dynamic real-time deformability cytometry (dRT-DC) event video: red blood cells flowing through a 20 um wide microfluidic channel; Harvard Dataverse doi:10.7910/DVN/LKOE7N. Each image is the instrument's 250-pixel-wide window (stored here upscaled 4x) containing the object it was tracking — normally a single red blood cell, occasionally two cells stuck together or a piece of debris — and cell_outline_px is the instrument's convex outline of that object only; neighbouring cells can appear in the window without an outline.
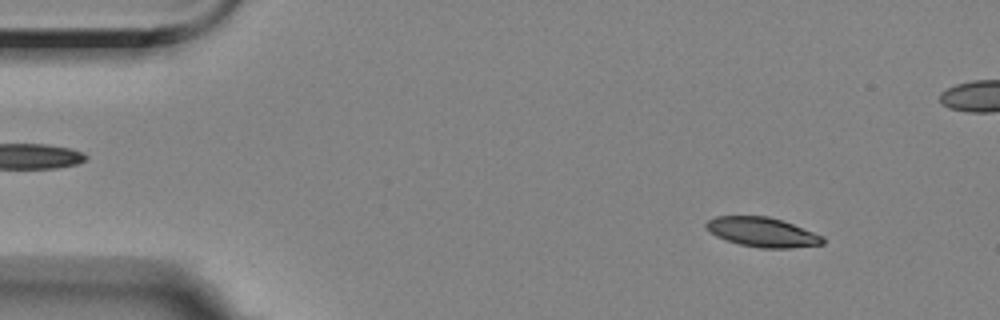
{"species": "Egyptian fruit bat (a non-hibernating species)", "species_latin": "Rousettus aegyptiacus", "temperature_condition": "room temperature", "stored_images_in_passage": 57, "camera_frame_rate_fps": 3000, "um_per_image_px": 0.085, "animal": {"sex": "female"}, "frame": {"image": 1, "passage_image": 6, "time_ms": 1.667, "image_size_px": [1000, 320], "cell_outline_px": [[824, 244], [792, 248], [760, 248], [740, 244], [716, 236], [708, 232], [704, 224], [708, 220], [716, 216], [768, 216], [792, 224], [824, 236]], "centroid_in_image_um": [64.78, 19.73], "position_along_channel_um": 20.2, "area_um2": 20.0}}
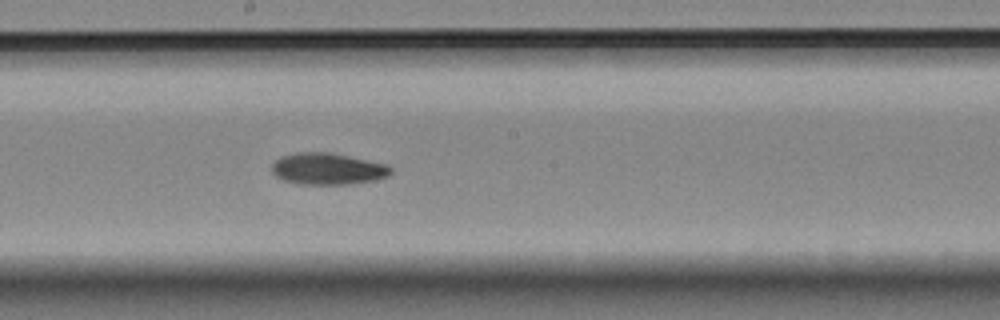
{"frame": {"image": 2, "passage_image": 30, "time_ms": 9.667, "image_size_px": [1000, 320], "cell_outline_px": [[392, 172], [388, 176], [376, 180], [352, 184], [300, 184], [284, 180], [276, 176], [272, 172], [272, 164], [280, 156], [296, 152], [328, 152], [384, 164], [392, 168]], "centroid_in_image_um": [27.83, 14.35], "position_along_channel_um": 220.4, "area_um2": 21.79}}
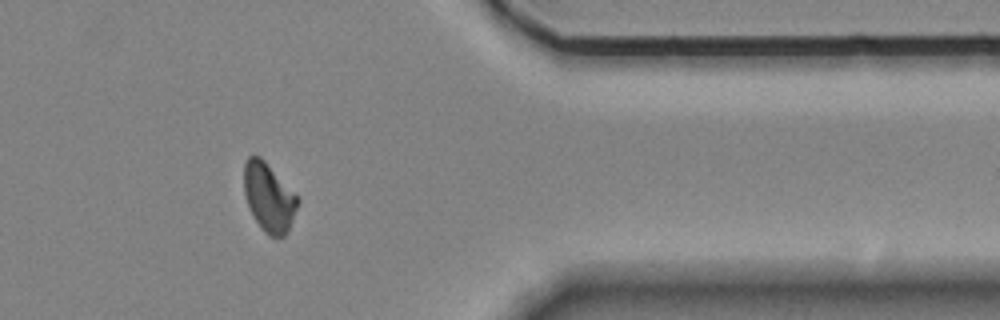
{"frame": {"image": 3, "passage_image": 46, "time_ms": 15.0, "image_size_px": [1000, 320], "cell_outline_px": [[300, 200], [288, 232], [284, 236], [268, 236], [260, 228], [248, 204], [244, 192], [244, 164], [248, 156], [260, 156], [264, 160]], "centroid_in_image_um": [22.85, 16.79], "position_along_channel_um": 388.6, "area_um2": 21.1}, "authors_computed_cell_mechanics": {"area_um2": 21.097, "velocity_mm_per_s": 3.5019, "shape_relaxation_time_tau1_ms": 6.1963, "shape_relaxation_time_tau2_ms": 10.0606, "deformation_change_tau1": 0.1473, "deformation_change_tau2": 0.1342}}